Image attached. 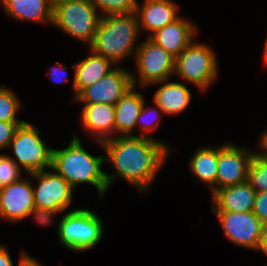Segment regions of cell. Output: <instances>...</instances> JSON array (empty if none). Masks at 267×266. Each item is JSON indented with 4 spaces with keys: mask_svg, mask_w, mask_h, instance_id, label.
<instances>
[{
    "mask_svg": "<svg viewBox=\"0 0 267 266\" xmlns=\"http://www.w3.org/2000/svg\"><path fill=\"white\" fill-rule=\"evenodd\" d=\"M102 145L105 166L113 169V173L105 172L109 190L123 180L142 196L151 192L155 179L172 157L166 145L146 137L120 136L105 140Z\"/></svg>",
    "mask_w": 267,
    "mask_h": 266,
    "instance_id": "obj_1",
    "label": "cell"
},
{
    "mask_svg": "<svg viewBox=\"0 0 267 266\" xmlns=\"http://www.w3.org/2000/svg\"><path fill=\"white\" fill-rule=\"evenodd\" d=\"M69 142L63 147H54L52 150V167L74 189L80 185L92 186L97 192V199L105 198L109 188L105 178V152L102 142L90 140L96 144L102 153H91L86 150L79 132L71 133ZM81 136V138H80ZM105 170V171H104Z\"/></svg>",
    "mask_w": 267,
    "mask_h": 266,
    "instance_id": "obj_2",
    "label": "cell"
},
{
    "mask_svg": "<svg viewBox=\"0 0 267 266\" xmlns=\"http://www.w3.org/2000/svg\"><path fill=\"white\" fill-rule=\"evenodd\" d=\"M140 37L135 12L104 15L100 19L94 40L88 48L110 60L115 66H124V62L134 60L142 39Z\"/></svg>",
    "mask_w": 267,
    "mask_h": 266,
    "instance_id": "obj_3",
    "label": "cell"
},
{
    "mask_svg": "<svg viewBox=\"0 0 267 266\" xmlns=\"http://www.w3.org/2000/svg\"><path fill=\"white\" fill-rule=\"evenodd\" d=\"M61 215V217H60ZM53 217L46 228L55 224V235L66 250L78 253L96 248L105 235V223L97 210L84 206Z\"/></svg>",
    "mask_w": 267,
    "mask_h": 266,
    "instance_id": "obj_4",
    "label": "cell"
},
{
    "mask_svg": "<svg viewBox=\"0 0 267 266\" xmlns=\"http://www.w3.org/2000/svg\"><path fill=\"white\" fill-rule=\"evenodd\" d=\"M196 37L187 48L175 58L174 76L178 81L189 84L201 94L211 90L220 78V63L212 45Z\"/></svg>",
    "mask_w": 267,
    "mask_h": 266,
    "instance_id": "obj_5",
    "label": "cell"
},
{
    "mask_svg": "<svg viewBox=\"0 0 267 266\" xmlns=\"http://www.w3.org/2000/svg\"><path fill=\"white\" fill-rule=\"evenodd\" d=\"M36 214L47 224L73 206L76 190L53 168L32 173ZM73 206V207H70Z\"/></svg>",
    "mask_w": 267,
    "mask_h": 266,
    "instance_id": "obj_6",
    "label": "cell"
},
{
    "mask_svg": "<svg viewBox=\"0 0 267 266\" xmlns=\"http://www.w3.org/2000/svg\"><path fill=\"white\" fill-rule=\"evenodd\" d=\"M101 17L90 0H64L53 4L52 27L88 48Z\"/></svg>",
    "mask_w": 267,
    "mask_h": 266,
    "instance_id": "obj_7",
    "label": "cell"
},
{
    "mask_svg": "<svg viewBox=\"0 0 267 266\" xmlns=\"http://www.w3.org/2000/svg\"><path fill=\"white\" fill-rule=\"evenodd\" d=\"M43 138L39 126L26 121L15 130L7 149L10 151L5 153L27 174L49 169L52 167L53 147Z\"/></svg>",
    "mask_w": 267,
    "mask_h": 266,
    "instance_id": "obj_8",
    "label": "cell"
},
{
    "mask_svg": "<svg viewBox=\"0 0 267 266\" xmlns=\"http://www.w3.org/2000/svg\"><path fill=\"white\" fill-rule=\"evenodd\" d=\"M132 64L135 67L130 69L134 87L147 89L174 76L175 57L150 38L140 40Z\"/></svg>",
    "mask_w": 267,
    "mask_h": 266,
    "instance_id": "obj_9",
    "label": "cell"
},
{
    "mask_svg": "<svg viewBox=\"0 0 267 266\" xmlns=\"http://www.w3.org/2000/svg\"><path fill=\"white\" fill-rule=\"evenodd\" d=\"M38 227L45 228L46 223L36 214L32 173L21 180L5 185L0 189V220L8 224H20L30 219Z\"/></svg>",
    "mask_w": 267,
    "mask_h": 266,
    "instance_id": "obj_10",
    "label": "cell"
},
{
    "mask_svg": "<svg viewBox=\"0 0 267 266\" xmlns=\"http://www.w3.org/2000/svg\"><path fill=\"white\" fill-rule=\"evenodd\" d=\"M218 220L222 235L229 243L241 249L256 252L267 229L252 212H230L211 210Z\"/></svg>",
    "mask_w": 267,
    "mask_h": 266,
    "instance_id": "obj_11",
    "label": "cell"
},
{
    "mask_svg": "<svg viewBox=\"0 0 267 266\" xmlns=\"http://www.w3.org/2000/svg\"><path fill=\"white\" fill-rule=\"evenodd\" d=\"M249 147L231 140L218 144L216 191L248 180L249 166L257 153L256 146L255 150Z\"/></svg>",
    "mask_w": 267,
    "mask_h": 266,
    "instance_id": "obj_12",
    "label": "cell"
},
{
    "mask_svg": "<svg viewBox=\"0 0 267 266\" xmlns=\"http://www.w3.org/2000/svg\"><path fill=\"white\" fill-rule=\"evenodd\" d=\"M128 65L116 66L93 85L84 88L75 98V104L107 103L115 105L133 87Z\"/></svg>",
    "mask_w": 267,
    "mask_h": 266,
    "instance_id": "obj_13",
    "label": "cell"
},
{
    "mask_svg": "<svg viewBox=\"0 0 267 266\" xmlns=\"http://www.w3.org/2000/svg\"><path fill=\"white\" fill-rule=\"evenodd\" d=\"M80 106L79 126L83 136L88 137L89 141L99 142L115 138V105L95 103Z\"/></svg>",
    "mask_w": 267,
    "mask_h": 266,
    "instance_id": "obj_14",
    "label": "cell"
},
{
    "mask_svg": "<svg viewBox=\"0 0 267 266\" xmlns=\"http://www.w3.org/2000/svg\"><path fill=\"white\" fill-rule=\"evenodd\" d=\"M174 0H142L137 1L136 15L138 18L140 35L149 38L157 30L174 22L180 15V8Z\"/></svg>",
    "mask_w": 267,
    "mask_h": 266,
    "instance_id": "obj_15",
    "label": "cell"
},
{
    "mask_svg": "<svg viewBox=\"0 0 267 266\" xmlns=\"http://www.w3.org/2000/svg\"><path fill=\"white\" fill-rule=\"evenodd\" d=\"M199 34L201 35L200 25L182 15L149 38L176 58Z\"/></svg>",
    "mask_w": 267,
    "mask_h": 266,
    "instance_id": "obj_16",
    "label": "cell"
},
{
    "mask_svg": "<svg viewBox=\"0 0 267 266\" xmlns=\"http://www.w3.org/2000/svg\"><path fill=\"white\" fill-rule=\"evenodd\" d=\"M156 87L151 100L163 111L164 116H179L188 110L192 103L193 94L188 84L174 78L157 82L147 89Z\"/></svg>",
    "mask_w": 267,
    "mask_h": 266,
    "instance_id": "obj_17",
    "label": "cell"
},
{
    "mask_svg": "<svg viewBox=\"0 0 267 266\" xmlns=\"http://www.w3.org/2000/svg\"><path fill=\"white\" fill-rule=\"evenodd\" d=\"M0 8L9 19L24 23L52 27L53 3L51 0H0Z\"/></svg>",
    "mask_w": 267,
    "mask_h": 266,
    "instance_id": "obj_18",
    "label": "cell"
},
{
    "mask_svg": "<svg viewBox=\"0 0 267 266\" xmlns=\"http://www.w3.org/2000/svg\"><path fill=\"white\" fill-rule=\"evenodd\" d=\"M143 88L132 87L115 104V137L136 136V122L147 101Z\"/></svg>",
    "mask_w": 267,
    "mask_h": 266,
    "instance_id": "obj_19",
    "label": "cell"
},
{
    "mask_svg": "<svg viewBox=\"0 0 267 266\" xmlns=\"http://www.w3.org/2000/svg\"><path fill=\"white\" fill-rule=\"evenodd\" d=\"M191 154L187 161L190 175L194 183L208 187L211 197L216 192L218 144L199 145Z\"/></svg>",
    "mask_w": 267,
    "mask_h": 266,
    "instance_id": "obj_20",
    "label": "cell"
},
{
    "mask_svg": "<svg viewBox=\"0 0 267 266\" xmlns=\"http://www.w3.org/2000/svg\"><path fill=\"white\" fill-rule=\"evenodd\" d=\"M255 198L256 191L251 187L248 181L223 187L210 197V210L230 212L252 211Z\"/></svg>",
    "mask_w": 267,
    "mask_h": 266,
    "instance_id": "obj_21",
    "label": "cell"
},
{
    "mask_svg": "<svg viewBox=\"0 0 267 266\" xmlns=\"http://www.w3.org/2000/svg\"><path fill=\"white\" fill-rule=\"evenodd\" d=\"M87 55L74 62V91L76 96L86 87L106 76L116 66L102 55L86 49Z\"/></svg>",
    "mask_w": 267,
    "mask_h": 266,
    "instance_id": "obj_22",
    "label": "cell"
},
{
    "mask_svg": "<svg viewBox=\"0 0 267 266\" xmlns=\"http://www.w3.org/2000/svg\"><path fill=\"white\" fill-rule=\"evenodd\" d=\"M146 104V101L143 104V107L141 109V112L137 118L136 122V136L140 137H146L153 140H156L164 145H166L171 151H172V157L174 156V153L176 150H174L173 146L165 140H161L159 137H155L152 132H155L158 130L159 126H162V118L164 116V113L162 109L155 104L153 101Z\"/></svg>",
    "mask_w": 267,
    "mask_h": 266,
    "instance_id": "obj_23",
    "label": "cell"
},
{
    "mask_svg": "<svg viewBox=\"0 0 267 266\" xmlns=\"http://www.w3.org/2000/svg\"><path fill=\"white\" fill-rule=\"evenodd\" d=\"M21 99L10 86L0 84V122H26L19 117Z\"/></svg>",
    "mask_w": 267,
    "mask_h": 266,
    "instance_id": "obj_24",
    "label": "cell"
},
{
    "mask_svg": "<svg viewBox=\"0 0 267 266\" xmlns=\"http://www.w3.org/2000/svg\"><path fill=\"white\" fill-rule=\"evenodd\" d=\"M247 181L256 193L267 191V158L258 153L254 155L249 166Z\"/></svg>",
    "mask_w": 267,
    "mask_h": 266,
    "instance_id": "obj_25",
    "label": "cell"
},
{
    "mask_svg": "<svg viewBox=\"0 0 267 266\" xmlns=\"http://www.w3.org/2000/svg\"><path fill=\"white\" fill-rule=\"evenodd\" d=\"M99 14L118 15L136 12L138 0H90Z\"/></svg>",
    "mask_w": 267,
    "mask_h": 266,
    "instance_id": "obj_26",
    "label": "cell"
},
{
    "mask_svg": "<svg viewBox=\"0 0 267 266\" xmlns=\"http://www.w3.org/2000/svg\"><path fill=\"white\" fill-rule=\"evenodd\" d=\"M27 173L5 152L0 153V189L21 180Z\"/></svg>",
    "mask_w": 267,
    "mask_h": 266,
    "instance_id": "obj_27",
    "label": "cell"
},
{
    "mask_svg": "<svg viewBox=\"0 0 267 266\" xmlns=\"http://www.w3.org/2000/svg\"><path fill=\"white\" fill-rule=\"evenodd\" d=\"M54 63V64H53ZM74 63L71 65V70H73V74H71L73 77L70 76L69 70L66 67V65H64V63L57 61L52 62L47 69H45L46 74L48 75L49 79L51 80V82L53 83V85H64L68 82H72L71 83V91L72 94V100H75V91H74Z\"/></svg>",
    "mask_w": 267,
    "mask_h": 266,
    "instance_id": "obj_28",
    "label": "cell"
},
{
    "mask_svg": "<svg viewBox=\"0 0 267 266\" xmlns=\"http://www.w3.org/2000/svg\"><path fill=\"white\" fill-rule=\"evenodd\" d=\"M25 122H0V153L7 152L15 130Z\"/></svg>",
    "mask_w": 267,
    "mask_h": 266,
    "instance_id": "obj_29",
    "label": "cell"
},
{
    "mask_svg": "<svg viewBox=\"0 0 267 266\" xmlns=\"http://www.w3.org/2000/svg\"><path fill=\"white\" fill-rule=\"evenodd\" d=\"M252 212L267 226V191L256 193Z\"/></svg>",
    "mask_w": 267,
    "mask_h": 266,
    "instance_id": "obj_30",
    "label": "cell"
},
{
    "mask_svg": "<svg viewBox=\"0 0 267 266\" xmlns=\"http://www.w3.org/2000/svg\"><path fill=\"white\" fill-rule=\"evenodd\" d=\"M10 250L7 248V244L0 243V266H15V262H13V258L9 252ZM27 250L21 249L18 255V260L16 266L20 263V261L28 254Z\"/></svg>",
    "mask_w": 267,
    "mask_h": 266,
    "instance_id": "obj_31",
    "label": "cell"
},
{
    "mask_svg": "<svg viewBox=\"0 0 267 266\" xmlns=\"http://www.w3.org/2000/svg\"><path fill=\"white\" fill-rule=\"evenodd\" d=\"M256 139L257 141L255 145L257 146V153L260 156L267 158V126L261 130V133H259V136Z\"/></svg>",
    "mask_w": 267,
    "mask_h": 266,
    "instance_id": "obj_32",
    "label": "cell"
},
{
    "mask_svg": "<svg viewBox=\"0 0 267 266\" xmlns=\"http://www.w3.org/2000/svg\"><path fill=\"white\" fill-rule=\"evenodd\" d=\"M259 253L261 252L262 255H265L267 258V229L264 231V235L260 241L259 248L257 250ZM264 266H267V262Z\"/></svg>",
    "mask_w": 267,
    "mask_h": 266,
    "instance_id": "obj_33",
    "label": "cell"
},
{
    "mask_svg": "<svg viewBox=\"0 0 267 266\" xmlns=\"http://www.w3.org/2000/svg\"><path fill=\"white\" fill-rule=\"evenodd\" d=\"M263 54H262V58H263V66L264 68H267V32H266V38H265V43H264V49L262 50Z\"/></svg>",
    "mask_w": 267,
    "mask_h": 266,
    "instance_id": "obj_34",
    "label": "cell"
},
{
    "mask_svg": "<svg viewBox=\"0 0 267 266\" xmlns=\"http://www.w3.org/2000/svg\"><path fill=\"white\" fill-rule=\"evenodd\" d=\"M53 4L57 3V2H61V1H64V0H51Z\"/></svg>",
    "mask_w": 267,
    "mask_h": 266,
    "instance_id": "obj_35",
    "label": "cell"
}]
</instances>
